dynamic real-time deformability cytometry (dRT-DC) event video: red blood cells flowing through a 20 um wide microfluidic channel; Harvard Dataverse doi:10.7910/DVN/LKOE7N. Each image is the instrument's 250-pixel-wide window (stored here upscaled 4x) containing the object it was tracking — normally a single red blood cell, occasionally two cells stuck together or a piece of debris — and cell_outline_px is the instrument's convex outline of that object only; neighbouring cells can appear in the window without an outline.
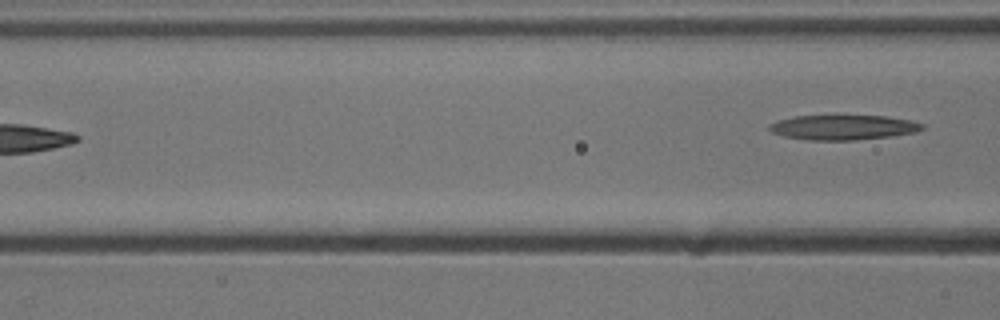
{"species": "common noctule bat (a hibernating species)", "species_latin": "Nyctalus noctula", "temperature_condition": "cold", "stored_images_in_passage": 7, "camera_frame_rate_fps": 3000, "um_per_image_px": 0.085, "animal": {"sex": "male", "body_mass_g": 13.3}, "frame": {"image": 1, "passage_image": 7, "time_ms": 2.0, "image_size_px": [1000, 320], "cell_outline_px": [[924, 128], [916, 132], [888, 136], [856, 140], [804, 140], [784, 136], [772, 132], [768, 128], [768, 124], [776, 120], [796, 116], [836, 112], [884, 116], [912, 120], [924, 124]], "centroid_in_image_um": [71.62, 10.77], "position_along_channel_um": 95.0, "area_um2": 23.41}}